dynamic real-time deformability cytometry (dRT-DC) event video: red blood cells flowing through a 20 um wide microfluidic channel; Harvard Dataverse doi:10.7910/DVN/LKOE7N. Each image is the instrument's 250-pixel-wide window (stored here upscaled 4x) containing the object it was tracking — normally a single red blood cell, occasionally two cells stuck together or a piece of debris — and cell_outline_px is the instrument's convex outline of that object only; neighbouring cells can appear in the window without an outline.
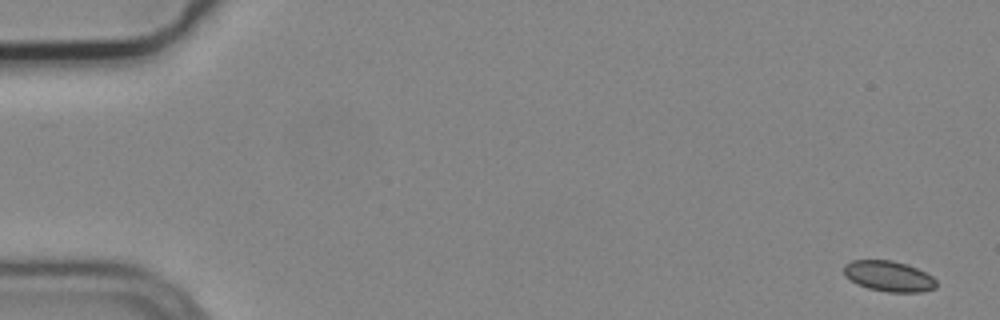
{"species": "common noctule bat (a hibernating species)", "species_latin": "Nyctalus noctula", "temperature_condition": "cold", "stored_images_in_passage": 6, "camera_frame_rate_fps": 3000, "um_per_image_px": 0.085, "animal": {"sex": "male", "body_mass_g": 19.2, "forearm_length_mm": 51.8}, "frame": {"image": 1, "passage_image": 1, "time_ms": 0.0, "image_size_px": [1000, 320], "cell_outline_px": [[936, 288], [920, 292], [888, 292], [868, 288], [856, 284], [844, 276], [844, 264], [852, 260], [892, 260], [908, 264], [932, 276], [936, 280]], "centroid_in_image_um": [75.52, 23.47], "position_along_channel_um": 9.5, "area_um2": 16.59}}
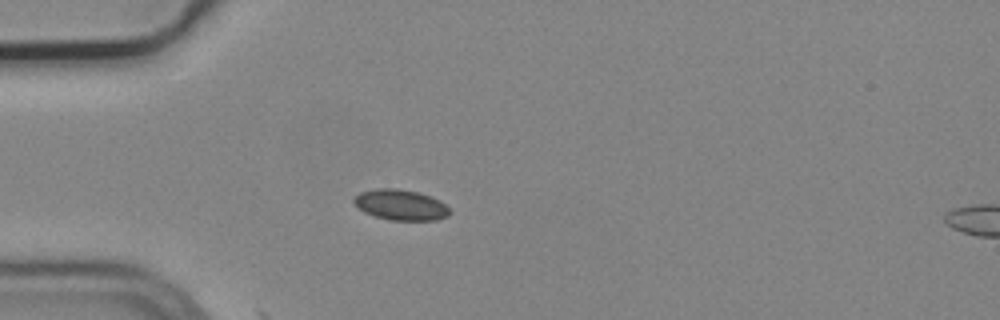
{"frame": {"image": 2, "passage_image": 5, "time_ms": 1.333, "image_size_px": [1000, 320], "cell_outline_px": [[452, 212], [448, 216], [436, 220], [388, 220], [364, 212], [352, 200], [360, 192], [376, 188], [396, 188], [416, 192], [432, 196], [440, 200]], "centroid_in_image_um": [34.08, 17.41], "position_along_channel_um": 50.9, "area_um2": 17.05}}